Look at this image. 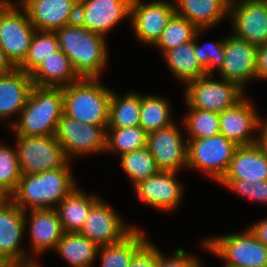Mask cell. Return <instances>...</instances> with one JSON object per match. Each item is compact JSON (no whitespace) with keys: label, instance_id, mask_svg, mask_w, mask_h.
<instances>
[{"label":"cell","instance_id":"obj_22","mask_svg":"<svg viewBox=\"0 0 267 267\" xmlns=\"http://www.w3.org/2000/svg\"><path fill=\"white\" fill-rule=\"evenodd\" d=\"M31 245L35 254L56 249L64 233L56 208L30 210Z\"/></svg>","mask_w":267,"mask_h":267},{"label":"cell","instance_id":"obj_50","mask_svg":"<svg viewBox=\"0 0 267 267\" xmlns=\"http://www.w3.org/2000/svg\"><path fill=\"white\" fill-rule=\"evenodd\" d=\"M9 0H0V5L8 2Z\"/></svg>","mask_w":267,"mask_h":267},{"label":"cell","instance_id":"obj_37","mask_svg":"<svg viewBox=\"0 0 267 267\" xmlns=\"http://www.w3.org/2000/svg\"><path fill=\"white\" fill-rule=\"evenodd\" d=\"M20 177L16 148L0 144V192L9 198L15 191Z\"/></svg>","mask_w":267,"mask_h":267},{"label":"cell","instance_id":"obj_46","mask_svg":"<svg viewBox=\"0 0 267 267\" xmlns=\"http://www.w3.org/2000/svg\"><path fill=\"white\" fill-rule=\"evenodd\" d=\"M0 267H22L16 260L0 255Z\"/></svg>","mask_w":267,"mask_h":267},{"label":"cell","instance_id":"obj_19","mask_svg":"<svg viewBox=\"0 0 267 267\" xmlns=\"http://www.w3.org/2000/svg\"><path fill=\"white\" fill-rule=\"evenodd\" d=\"M262 121L254 106L243 97L234 106L219 114L220 134L237 146L253 145L257 139L252 138L250 133L260 129Z\"/></svg>","mask_w":267,"mask_h":267},{"label":"cell","instance_id":"obj_28","mask_svg":"<svg viewBox=\"0 0 267 267\" xmlns=\"http://www.w3.org/2000/svg\"><path fill=\"white\" fill-rule=\"evenodd\" d=\"M143 233L135 227L121 242L99 247L101 267H129L132 258L149 242Z\"/></svg>","mask_w":267,"mask_h":267},{"label":"cell","instance_id":"obj_17","mask_svg":"<svg viewBox=\"0 0 267 267\" xmlns=\"http://www.w3.org/2000/svg\"><path fill=\"white\" fill-rule=\"evenodd\" d=\"M36 30L56 31L77 22L78 0H21Z\"/></svg>","mask_w":267,"mask_h":267},{"label":"cell","instance_id":"obj_42","mask_svg":"<svg viewBox=\"0 0 267 267\" xmlns=\"http://www.w3.org/2000/svg\"><path fill=\"white\" fill-rule=\"evenodd\" d=\"M256 78L267 79V43L258 45Z\"/></svg>","mask_w":267,"mask_h":267},{"label":"cell","instance_id":"obj_41","mask_svg":"<svg viewBox=\"0 0 267 267\" xmlns=\"http://www.w3.org/2000/svg\"><path fill=\"white\" fill-rule=\"evenodd\" d=\"M129 267H156V246L148 242L132 258Z\"/></svg>","mask_w":267,"mask_h":267},{"label":"cell","instance_id":"obj_35","mask_svg":"<svg viewBox=\"0 0 267 267\" xmlns=\"http://www.w3.org/2000/svg\"><path fill=\"white\" fill-rule=\"evenodd\" d=\"M109 129V130H108ZM106 151H119L122 155L147 145V132L141 127L107 128ZM111 132V133H110Z\"/></svg>","mask_w":267,"mask_h":267},{"label":"cell","instance_id":"obj_12","mask_svg":"<svg viewBox=\"0 0 267 267\" xmlns=\"http://www.w3.org/2000/svg\"><path fill=\"white\" fill-rule=\"evenodd\" d=\"M258 46L234 34L224 39V59L218 69L221 78L237 83L242 89L256 78Z\"/></svg>","mask_w":267,"mask_h":267},{"label":"cell","instance_id":"obj_33","mask_svg":"<svg viewBox=\"0 0 267 267\" xmlns=\"http://www.w3.org/2000/svg\"><path fill=\"white\" fill-rule=\"evenodd\" d=\"M120 158L121 166L130 177L133 186L160 171L147 147L124 153L120 155Z\"/></svg>","mask_w":267,"mask_h":267},{"label":"cell","instance_id":"obj_7","mask_svg":"<svg viewBox=\"0 0 267 267\" xmlns=\"http://www.w3.org/2000/svg\"><path fill=\"white\" fill-rule=\"evenodd\" d=\"M21 9L10 1L0 5V48L16 68L25 60L36 31Z\"/></svg>","mask_w":267,"mask_h":267},{"label":"cell","instance_id":"obj_34","mask_svg":"<svg viewBox=\"0 0 267 267\" xmlns=\"http://www.w3.org/2000/svg\"><path fill=\"white\" fill-rule=\"evenodd\" d=\"M198 30L199 29L189 20L175 13L167 23V26L163 29L154 46H158L161 52L164 53L183 43L192 41Z\"/></svg>","mask_w":267,"mask_h":267},{"label":"cell","instance_id":"obj_31","mask_svg":"<svg viewBox=\"0 0 267 267\" xmlns=\"http://www.w3.org/2000/svg\"><path fill=\"white\" fill-rule=\"evenodd\" d=\"M60 50L55 31L36 30L25 60L17 67L31 74L45 59Z\"/></svg>","mask_w":267,"mask_h":267},{"label":"cell","instance_id":"obj_6","mask_svg":"<svg viewBox=\"0 0 267 267\" xmlns=\"http://www.w3.org/2000/svg\"><path fill=\"white\" fill-rule=\"evenodd\" d=\"M213 74L187 82L185 101L189 108L221 113L234 106L244 97L243 89L235 82L214 81Z\"/></svg>","mask_w":267,"mask_h":267},{"label":"cell","instance_id":"obj_1","mask_svg":"<svg viewBox=\"0 0 267 267\" xmlns=\"http://www.w3.org/2000/svg\"><path fill=\"white\" fill-rule=\"evenodd\" d=\"M69 165L70 160L60 168L37 174H21L9 199L24 212H27V207L30 210L56 208L76 188Z\"/></svg>","mask_w":267,"mask_h":267},{"label":"cell","instance_id":"obj_25","mask_svg":"<svg viewBox=\"0 0 267 267\" xmlns=\"http://www.w3.org/2000/svg\"><path fill=\"white\" fill-rule=\"evenodd\" d=\"M174 5L177 15L203 30L215 26L229 14L225 0H176Z\"/></svg>","mask_w":267,"mask_h":267},{"label":"cell","instance_id":"obj_40","mask_svg":"<svg viewBox=\"0 0 267 267\" xmlns=\"http://www.w3.org/2000/svg\"><path fill=\"white\" fill-rule=\"evenodd\" d=\"M182 248H178L173 257H165L164 254L156 248V267H201L202 265Z\"/></svg>","mask_w":267,"mask_h":267},{"label":"cell","instance_id":"obj_32","mask_svg":"<svg viewBox=\"0 0 267 267\" xmlns=\"http://www.w3.org/2000/svg\"><path fill=\"white\" fill-rule=\"evenodd\" d=\"M169 106L168 101L161 97L141 96L140 126L150 133L173 124Z\"/></svg>","mask_w":267,"mask_h":267},{"label":"cell","instance_id":"obj_38","mask_svg":"<svg viewBox=\"0 0 267 267\" xmlns=\"http://www.w3.org/2000/svg\"><path fill=\"white\" fill-rule=\"evenodd\" d=\"M219 183L248 199L267 204V180L221 179Z\"/></svg>","mask_w":267,"mask_h":267},{"label":"cell","instance_id":"obj_16","mask_svg":"<svg viewBox=\"0 0 267 267\" xmlns=\"http://www.w3.org/2000/svg\"><path fill=\"white\" fill-rule=\"evenodd\" d=\"M27 224L26 212L9 198L0 204V255L14 259L22 266L37 263L27 258L24 250L20 248L21 237Z\"/></svg>","mask_w":267,"mask_h":267},{"label":"cell","instance_id":"obj_23","mask_svg":"<svg viewBox=\"0 0 267 267\" xmlns=\"http://www.w3.org/2000/svg\"><path fill=\"white\" fill-rule=\"evenodd\" d=\"M222 179L267 180V158L257 144L238 146Z\"/></svg>","mask_w":267,"mask_h":267},{"label":"cell","instance_id":"obj_24","mask_svg":"<svg viewBox=\"0 0 267 267\" xmlns=\"http://www.w3.org/2000/svg\"><path fill=\"white\" fill-rule=\"evenodd\" d=\"M30 75L38 87H64L80 79L70 59L61 50L45 59Z\"/></svg>","mask_w":267,"mask_h":267},{"label":"cell","instance_id":"obj_29","mask_svg":"<svg viewBox=\"0 0 267 267\" xmlns=\"http://www.w3.org/2000/svg\"><path fill=\"white\" fill-rule=\"evenodd\" d=\"M99 247L79 232H64L55 251L73 267H90Z\"/></svg>","mask_w":267,"mask_h":267},{"label":"cell","instance_id":"obj_5","mask_svg":"<svg viewBox=\"0 0 267 267\" xmlns=\"http://www.w3.org/2000/svg\"><path fill=\"white\" fill-rule=\"evenodd\" d=\"M202 243L226 262L224 267H267V247L248 228L242 234L213 237Z\"/></svg>","mask_w":267,"mask_h":267},{"label":"cell","instance_id":"obj_15","mask_svg":"<svg viewBox=\"0 0 267 267\" xmlns=\"http://www.w3.org/2000/svg\"><path fill=\"white\" fill-rule=\"evenodd\" d=\"M183 139L174 123L147 134L146 147L160 170L178 172L187 167V141Z\"/></svg>","mask_w":267,"mask_h":267},{"label":"cell","instance_id":"obj_30","mask_svg":"<svg viewBox=\"0 0 267 267\" xmlns=\"http://www.w3.org/2000/svg\"><path fill=\"white\" fill-rule=\"evenodd\" d=\"M141 95L129 93L120 98L112 91L107 128L140 126Z\"/></svg>","mask_w":267,"mask_h":267},{"label":"cell","instance_id":"obj_43","mask_svg":"<svg viewBox=\"0 0 267 267\" xmlns=\"http://www.w3.org/2000/svg\"><path fill=\"white\" fill-rule=\"evenodd\" d=\"M250 232L267 247V219L256 222L248 228Z\"/></svg>","mask_w":267,"mask_h":267},{"label":"cell","instance_id":"obj_27","mask_svg":"<svg viewBox=\"0 0 267 267\" xmlns=\"http://www.w3.org/2000/svg\"><path fill=\"white\" fill-rule=\"evenodd\" d=\"M100 198L96 195H86L75 188L69 195L60 201L58 212L64 232H79L86 220L91 207Z\"/></svg>","mask_w":267,"mask_h":267},{"label":"cell","instance_id":"obj_18","mask_svg":"<svg viewBox=\"0 0 267 267\" xmlns=\"http://www.w3.org/2000/svg\"><path fill=\"white\" fill-rule=\"evenodd\" d=\"M234 35L249 43H267V0L238 2L229 7Z\"/></svg>","mask_w":267,"mask_h":267},{"label":"cell","instance_id":"obj_47","mask_svg":"<svg viewBox=\"0 0 267 267\" xmlns=\"http://www.w3.org/2000/svg\"><path fill=\"white\" fill-rule=\"evenodd\" d=\"M225 1H226L227 5L230 7L234 4H237L239 0H225ZM244 1H254V0H242L240 2H244Z\"/></svg>","mask_w":267,"mask_h":267},{"label":"cell","instance_id":"obj_49","mask_svg":"<svg viewBox=\"0 0 267 267\" xmlns=\"http://www.w3.org/2000/svg\"><path fill=\"white\" fill-rule=\"evenodd\" d=\"M22 267H40L38 263L27 265V266H22Z\"/></svg>","mask_w":267,"mask_h":267},{"label":"cell","instance_id":"obj_36","mask_svg":"<svg viewBox=\"0 0 267 267\" xmlns=\"http://www.w3.org/2000/svg\"><path fill=\"white\" fill-rule=\"evenodd\" d=\"M189 115L184 119V125L189 133L187 139H200L220 134L219 113L202 109L189 108Z\"/></svg>","mask_w":267,"mask_h":267},{"label":"cell","instance_id":"obj_13","mask_svg":"<svg viewBox=\"0 0 267 267\" xmlns=\"http://www.w3.org/2000/svg\"><path fill=\"white\" fill-rule=\"evenodd\" d=\"M174 14L175 5L173 3L160 0L141 3V0H132L130 23L134 27L138 40L154 45Z\"/></svg>","mask_w":267,"mask_h":267},{"label":"cell","instance_id":"obj_4","mask_svg":"<svg viewBox=\"0 0 267 267\" xmlns=\"http://www.w3.org/2000/svg\"><path fill=\"white\" fill-rule=\"evenodd\" d=\"M63 112L85 124L108 126L111 89L98 78H80L62 87Z\"/></svg>","mask_w":267,"mask_h":267},{"label":"cell","instance_id":"obj_26","mask_svg":"<svg viewBox=\"0 0 267 267\" xmlns=\"http://www.w3.org/2000/svg\"><path fill=\"white\" fill-rule=\"evenodd\" d=\"M202 31L203 29H199L192 41L183 43L163 53V57L173 75L185 83L207 75L206 69L199 63L194 51L195 39Z\"/></svg>","mask_w":267,"mask_h":267},{"label":"cell","instance_id":"obj_48","mask_svg":"<svg viewBox=\"0 0 267 267\" xmlns=\"http://www.w3.org/2000/svg\"><path fill=\"white\" fill-rule=\"evenodd\" d=\"M7 197L0 192V204L6 199Z\"/></svg>","mask_w":267,"mask_h":267},{"label":"cell","instance_id":"obj_44","mask_svg":"<svg viewBox=\"0 0 267 267\" xmlns=\"http://www.w3.org/2000/svg\"><path fill=\"white\" fill-rule=\"evenodd\" d=\"M16 67L6 57L5 53L0 48V76L11 73Z\"/></svg>","mask_w":267,"mask_h":267},{"label":"cell","instance_id":"obj_9","mask_svg":"<svg viewBox=\"0 0 267 267\" xmlns=\"http://www.w3.org/2000/svg\"><path fill=\"white\" fill-rule=\"evenodd\" d=\"M16 139L21 174H37L60 168L68 161L55 135H16Z\"/></svg>","mask_w":267,"mask_h":267},{"label":"cell","instance_id":"obj_20","mask_svg":"<svg viewBox=\"0 0 267 267\" xmlns=\"http://www.w3.org/2000/svg\"><path fill=\"white\" fill-rule=\"evenodd\" d=\"M176 171L160 170L157 174L134 185L141 201L159 210L175 209L182 197V186Z\"/></svg>","mask_w":267,"mask_h":267},{"label":"cell","instance_id":"obj_3","mask_svg":"<svg viewBox=\"0 0 267 267\" xmlns=\"http://www.w3.org/2000/svg\"><path fill=\"white\" fill-rule=\"evenodd\" d=\"M63 114L62 87L33 86L21 111L19 121L12 122L15 135H55Z\"/></svg>","mask_w":267,"mask_h":267},{"label":"cell","instance_id":"obj_11","mask_svg":"<svg viewBox=\"0 0 267 267\" xmlns=\"http://www.w3.org/2000/svg\"><path fill=\"white\" fill-rule=\"evenodd\" d=\"M113 209L100 198L91 207L79 233L93 241L98 247L121 242L135 229V226H126Z\"/></svg>","mask_w":267,"mask_h":267},{"label":"cell","instance_id":"obj_45","mask_svg":"<svg viewBox=\"0 0 267 267\" xmlns=\"http://www.w3.org/2000/svg\"><path fill=\"white\" fill-rule=\"evenodd\" d=\"M260 136L257 139L256 144L261 148L265 157L267 158V119L265 122H262L260 125Z\"/></svg>","mask_w":267,"mask_h":267},{"label":"cell","instance_id":"obj_39","mask_svg":"<svg viewBox=\"0 0 267 267\" xmlns=\"http://www.w3.org/2000/svg\"><path fill=\"white\" fill-rule=\"evenodd\" d=\"M195 56L199 63L206 69V74L212 75L213 68L219 69L222 65L224 53V40L217 43H206V46H199L195 40Z\"/></svg>","mask_w":267,"mask_h":267},{"label":"cell","instance_id":"obj_8","mask_svg":"<svg viewBox=\"0 0 267 267\" xmlns=\"http://www.w3.org/2000/svg\"><path fill=\"white\" fill-rule=\"evenodd\" d=\"M186 141L187 166L201 169L219 182L227 172L238 146L222 134Z\"/></svg>","mask_w":267,"mask_h":267},{"label":"cell","instance_id":"obj_10","mask_svg":"<svg viewBox=\"0 0 267 267\" xmlns=\"http://www.w3.org/2000/svg\"><path fill=\"white\" fill-rule=\"evenodd\" d=\"M107 126L82 123L64 112L55 133L68 160L74 155L106 152Z\"/></svg>","mask_w":267,"mask_h":267},{"label":"cell","instance_id":"obj_21","mask_svg":"<svg viewBox=\"0 0 267 267\" xmlns=\"http://www.w3.org/2000/svg\"><path fill=\"white\" fill-rule=\"evenodd\" d=\"M33 86L31 75L18 68L0 76V119L21 112Z\"/></svg>","mask_w":267,"mask_h":267},{"label":"cell","instance_id":"obj_2","mask_svg":"<svg viewBox=\"0 0 267 267\" xmlns=\"http://www.w3.org/2000/svg\"><path fill=\"white\" fill-rule=\"evenodd\" d=\"M60 50L70 59L80 78H98L107 64L105 37L78 22L55 31Z\"/></svg>","mask_w":267,"mask_h":267},{"label":"cell","instance_id":"obj_14","mask_svg":"<svg viewBox=\"0 0 267 267\" xmlns=\"http://www.w3.org/2000/svg\"><path fill=\"white\" fill-rule=\"evenodd\" d=\"M132 0H78L77 22L105 37L124 17H130Z\"/></svg>","mask_w":267,"mask_h":267}]
</instances>
